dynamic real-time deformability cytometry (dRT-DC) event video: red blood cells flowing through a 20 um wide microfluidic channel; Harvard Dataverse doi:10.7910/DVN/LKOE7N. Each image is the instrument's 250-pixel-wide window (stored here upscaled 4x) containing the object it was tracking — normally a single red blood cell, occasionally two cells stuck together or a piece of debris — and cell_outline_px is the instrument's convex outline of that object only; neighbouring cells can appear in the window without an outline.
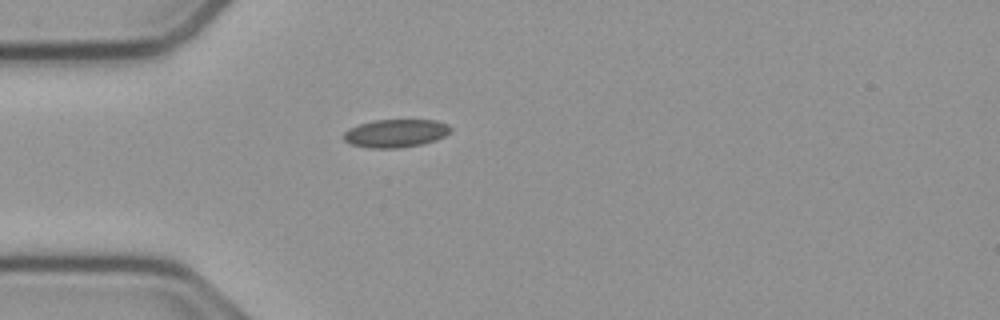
{"species": "common noctule bat (a hibernating species)", "species_latin": "Nyctalus noctula", "temperature_condition": "cold", "stored_images_in_passage": 40, "camera_frame_rate_fps": 3000, "um_per_image_px": 0.085, "animal": {"sex": "male", "body_mass_g": 23.1, "forearm_length_mm": 52.7}, "frame": {"image": 1, "passage_image": 1, "time_ms": 0.0, "image_size_px": [1000, 320], "cell_outline_px": [[452, 128], [444, 136], [436, 140], [420, 144], [400, 148], [368, 148], [348, 144], [344, 140], [344, 132], [348, 128], [372, 120], [436, 120], [448, 124]], "centroid_in_image_um": [33.6, 11.33], "position_along_channel_um": 51.4, "area_um2": 17.57}}
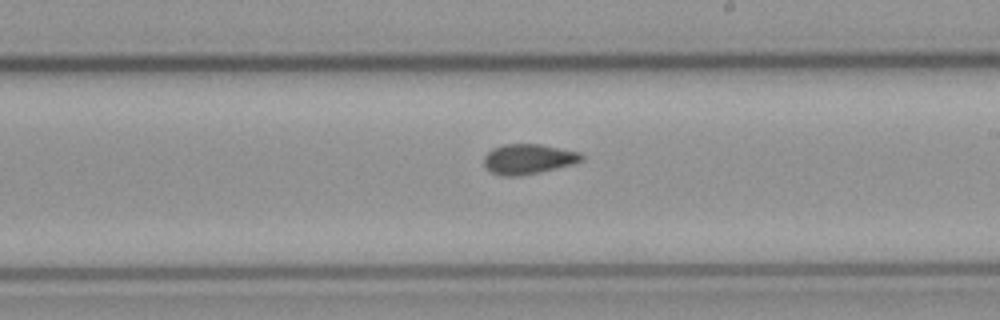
{"frame": {"image": 2, "passage_image": 17, "time_ms": 5.333, "image_size_px": [1000, 320], "cell_outline_px": [[584, 160], [572, 164], [520, 176], [500, 176], [484, 168], [484, 156], [492, 148], [504, 144], [540, 144], [580, 152], [584, 156]], "centroid_in_image_um": [44.88, 13.51], "position_along_channel_um": 244.1, "area_um2": 17.11}}
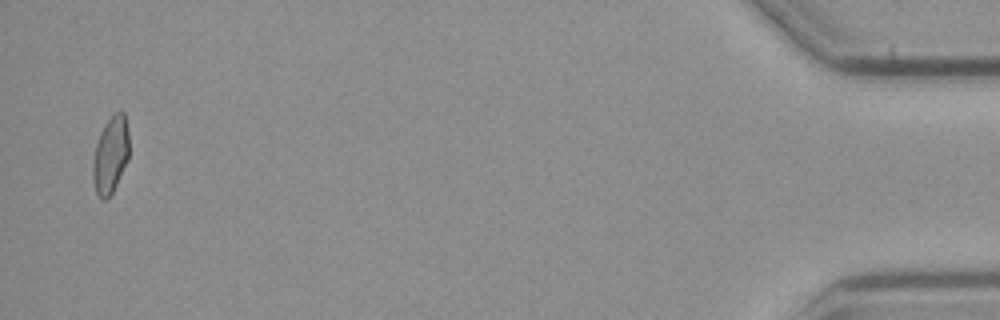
{"frame": {"image": 3, "passage_image": 39, "time_ms": 12.667, "image_size_px": [1000, 320], "cell_outline_px": [[128, 160], [108, 200], [100, 200], [96, 192], [92, 176], [92, 160], [96, 144], [100, 132], [104, 124], [112, 112], [124, 112], [128, 132]], "centroid_in_image_um": [9.37, 13.17], "position_along_channel_um": 425.8, "area_um2": 16.42}, "authors_computed_cell_mechanics": {"area_um2": 16.7909, "velocity_mm_per_s": 3.7725, "shape_relaxation_time_tau1_ms": null, "shape_relaxation_time_tau2_ms": 2.9555, "deformation_change_tau1": null, "deformation_change_tau2": 0.0676}}